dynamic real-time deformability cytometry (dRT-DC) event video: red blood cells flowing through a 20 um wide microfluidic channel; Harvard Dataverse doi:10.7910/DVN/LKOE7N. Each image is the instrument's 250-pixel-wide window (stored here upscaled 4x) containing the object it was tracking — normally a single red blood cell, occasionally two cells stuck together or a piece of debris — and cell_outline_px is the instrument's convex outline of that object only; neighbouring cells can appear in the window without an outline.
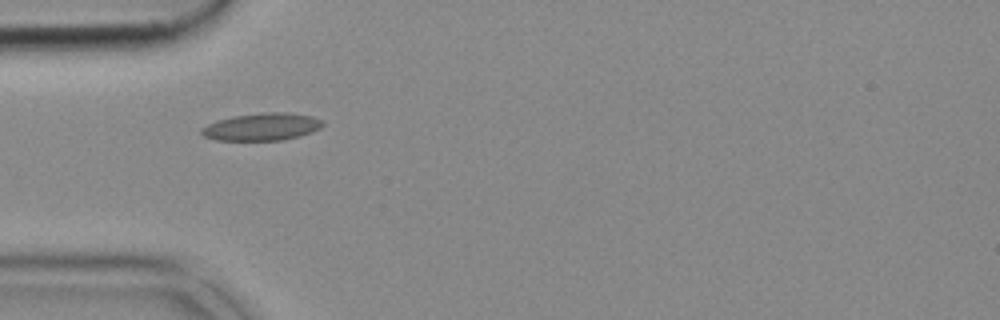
{"species": "common noctule bat (a hibernating species)", "species_latin": "Nyctalus noctula", "temperature_condition": "cold", "stored_images_in_passage": 38, "camera_frame_rate_fps": 3000, "um_per_image_px": 0.085, "animal": {"sex": "female", "body_mass_g": 18.4}, "frame": {"image": 1, "passage_image": 1, "time_ms": 0.0, "image_size_px": [1000, 320], "cell_outline_px": [[324, 124], [320, 128], [312, 132], [300, 136], [280, 140], [216, 140], [204, 136], [200, 132], [200, 128], [216, 120], [232, 116], [260, 112], [284, 112], [312, 116], [324, 120]], "centroid_in_image_um": [22.26, 10.77], "position_along_channel_um": 62.7, "area_um2": 19.54}}
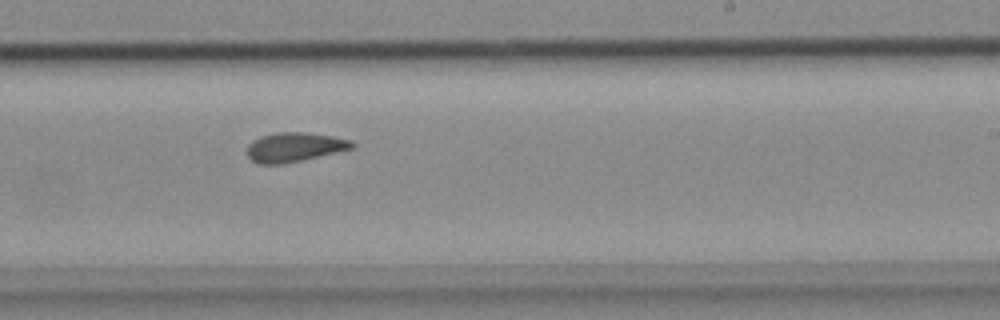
{"frame": {"image": 2, "passage_image": 17, "time_ms": 5.333, "image_size_px": [1000, 320], "cell_outline_px": [[356, 144], [352, 148], [304, 160], [280, 164], [260, 164], [252, 160], [248, 156], [248, 144], [252, 140], [260, 136], [276, 132], [308, 132], [332, 136], [352, 140]], "centroid_in_image_um": [25.03, 12.49], "position_along_channel_um": 264.0, "area_um2": 17.98}}
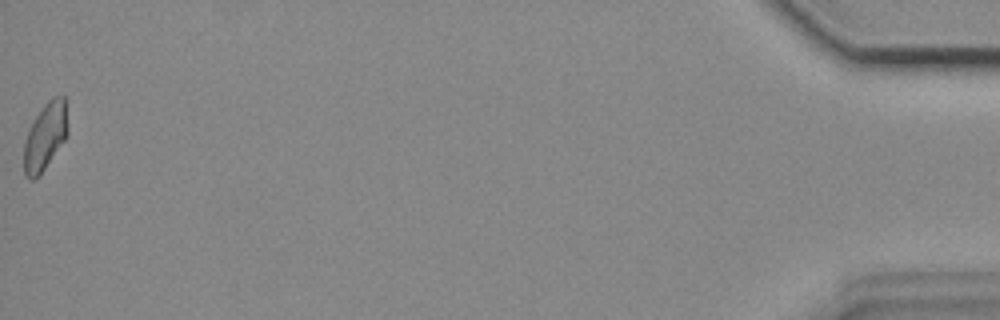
{"frame": {"image": 3, "passage_image": 38, "time_ms": 12.333, "image_size_px": [1000, 320], "cell_outline_px": [[68, 132], [64, 140], [40, 176], [32, 180], [28, 180], [24, 176], [24, 140], [36, 116], [44, 104], [52, 96], [64, 96], [68, 100]], "centroid_in_image_um": [3.87, 11.58], "position_along_channel_um": 431.3, "area_um2": 17.57}}